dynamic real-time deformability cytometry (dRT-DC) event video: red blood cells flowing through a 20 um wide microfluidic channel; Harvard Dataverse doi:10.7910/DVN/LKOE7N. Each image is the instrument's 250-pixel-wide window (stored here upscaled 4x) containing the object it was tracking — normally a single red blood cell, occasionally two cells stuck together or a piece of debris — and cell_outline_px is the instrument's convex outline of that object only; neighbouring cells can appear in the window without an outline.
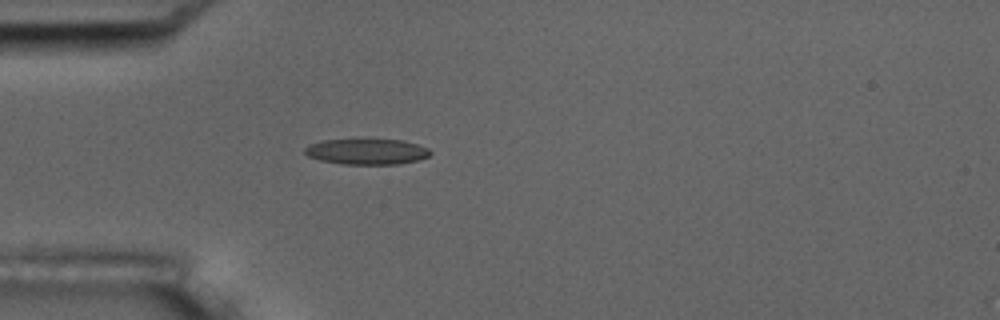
{"species": "common noctule bat (a hibernating species)", "species_latin": "Nyctalus noctula", "temperature_condition": "room temperature", "stored_images_in_passage": 1, "camera_frame_rate_fps": 3000, "um_per_image_px": 0.085, "animal": {"sex": "male", "body_mass_g": 17.5, "forearm_length_mm": 52.3}, "frame": {"image": 1, "passage_image": 1, "time_ms": 0.0, "image_size_px": [1000, 320], "cell_outline_px": [[432, 152], [428, 156], [416, 160], [396, 164], [344, 164], [320, 160], [308, 156], [304, 152], [304, 148], [308, 144], [324, 140], [404, 140], [428, 148]], "centroid_in_image_um": [31.15, 12.89], "position_along_channel_um": 53.9, "area_um2": 18.55}}